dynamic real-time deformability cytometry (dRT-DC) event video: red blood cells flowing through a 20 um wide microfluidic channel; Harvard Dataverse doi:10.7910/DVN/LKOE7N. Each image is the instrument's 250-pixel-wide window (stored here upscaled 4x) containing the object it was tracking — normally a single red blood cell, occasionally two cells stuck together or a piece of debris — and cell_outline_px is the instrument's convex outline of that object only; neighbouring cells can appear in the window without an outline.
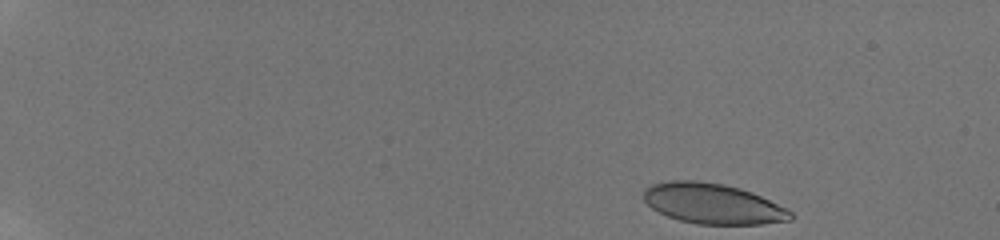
{"species": "human", "species_latin": "Homo sapiens", "temperature_condition": "room temperature", "stored_images_in_passage": 48, "camera_frame_rate_fps": 3000, "um_per_image_px": 0.085, "donor": {"sex": "male"}, "frame": {"image": 1, "passage_image": 1, "time_ms": 0.0, "image_size_px": [1000, 240], "cell_outline_px": [[792, 220], [760, 224], [696, 224], [680, 220], [668, 216], [652, 208], [644, 200], [644, 188], [652, 184], [668, 180], [696, 180], [724, 184], [740, 188], [752, 192], [792, 212]], "centroid_in_image_um": [60.55, 17.3], "position_along_channel_um": 24.4, "area_um2": 34.39}}
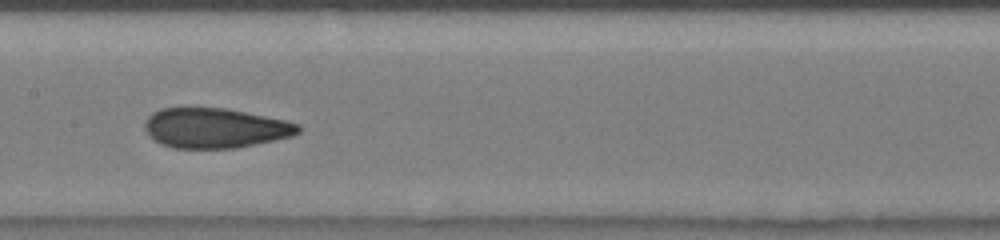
{"frame": {"image": 2, "passage_image": 25, "time_ms": 8.0, "image_size_px": [1000, 240], "cell_outline_px": [[300, 132], [292, 136], [236, 148], [172, 148], [160, 144], [144, 128], [144, 124], [148, 116], [152, 112], [160, 108], [224, 108], [284, 120], [300, 124]], "centroid_in_image_um": [18.27, 10.88], "position_along_channel_um": 189.1, "area_um2": 35.43}}
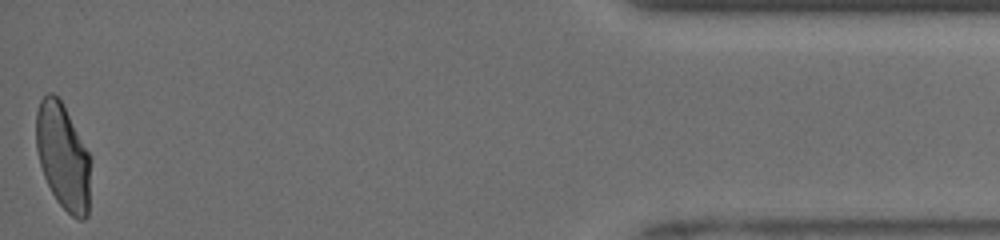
{"frame": {"image": 3, "passage_image": 48, "time_ms": 15.667, "image_size_px": [1000, 240], "cell_outline_px": [[92, 156], [88, 216], [84, 220], [80, 220], [72, 216], [56, 200], [44, 176], [40, 164], [36, 148], [36, 112], [40, 100], [48, 92], [52, 92], [60, 100]], "centroid_in_image_um": [5.38, 13.32], "position_along_channel_um": 429.8, "area_um2": 33.99}, "authors_computed_cell_mechanics": {"area_um2": 35.6048, "velocity_mm_per_s": 3.9678, "shape_relaxation_time_tau1_ms": 7.1723, "shape_relaxation_time_tau2_ms": 0.9483, "deformation_change_tau1": 0.196, "deformation_change_tau2": 0.0651}}